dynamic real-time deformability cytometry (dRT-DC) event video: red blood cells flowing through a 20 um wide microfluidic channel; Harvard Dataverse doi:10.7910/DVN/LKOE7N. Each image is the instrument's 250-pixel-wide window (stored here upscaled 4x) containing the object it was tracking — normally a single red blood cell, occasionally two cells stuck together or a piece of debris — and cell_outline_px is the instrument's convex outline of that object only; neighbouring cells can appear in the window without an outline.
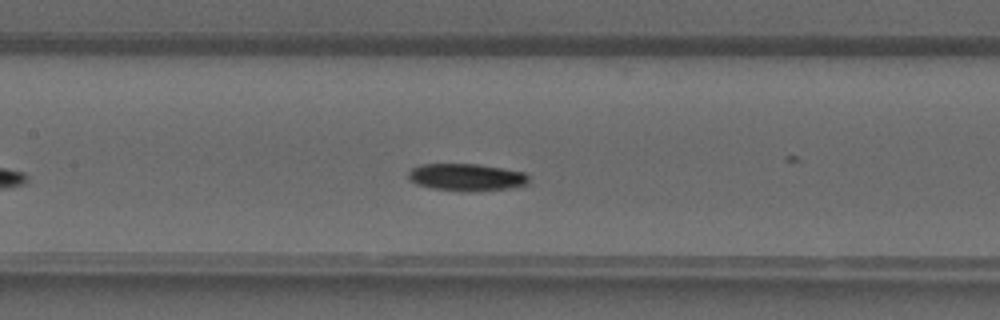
{"species": "common noctule bat (a hibernating species)", "species_latin": "Nyctalus noctula", "temperature_condition": "warm", "stored_images_in_passage": 23, "camera_frame_rate_fps": 3000, "um_per_image_px": 0.085, "animal": {"sex": "male", "forearm_length_mm": 52.5}, "frame": {"image": 1, "passage_image": 8, "time_ms": 2.333, "image_size_px": [1000, 320], "cell_outline_px": [[528, 184], [512, 188], [472, 192], [460, 192], [432, 188], [416, 184], [408, 180], [408, 172], [412, 168], [420, 164], [476, 164], [524, 172], [528, 176]], "centroid_in_image_um": [39.62, 15.08], "position_along_channel_um": 167.8, "area_um2": 19.36}}
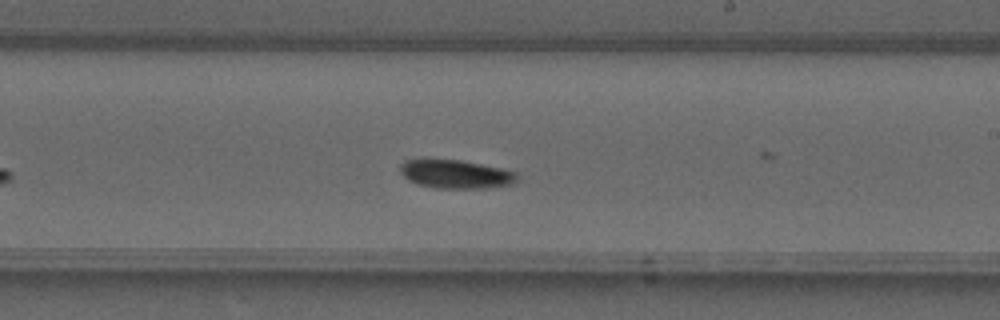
{"frame": {"image": 2, "passage_image": 13, "time_ms": 4.0, "image_size_px": [1000, 320], "cell_outline_px": [[516, 180], [512, 184], [488, 188], [436, 188], [416, 184], [408, 180], [400, 172], [400, 164], [404, 160], [460, 160], [500, 168], [516, 172]], "centroid_in_image_um": [38.71, 14.81], "position_along_channel_um": 250.3, "area_um2": 19.25}}
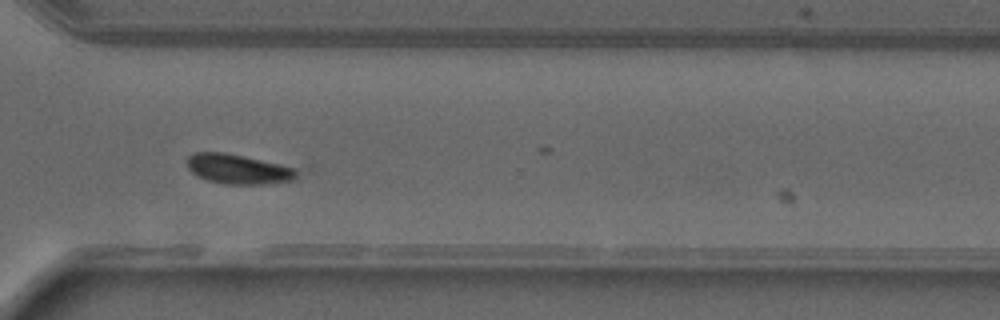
{"frame": {"image": 3, "passage_image": 19, "time_ms": 6.0, "image_size_px": [1000, 320], "cell_outline_px": [[296, 180], [264, 184], [224, 184], [208, 180], [196, 176], [188, 168], [188, 156], [196, 152], [224, 152], [280, 164], [296, 168]], "centroid_in_image_um": [20.24, 14.38], "position_along_channel_um": 350.4, "area_um2": 18.9}}